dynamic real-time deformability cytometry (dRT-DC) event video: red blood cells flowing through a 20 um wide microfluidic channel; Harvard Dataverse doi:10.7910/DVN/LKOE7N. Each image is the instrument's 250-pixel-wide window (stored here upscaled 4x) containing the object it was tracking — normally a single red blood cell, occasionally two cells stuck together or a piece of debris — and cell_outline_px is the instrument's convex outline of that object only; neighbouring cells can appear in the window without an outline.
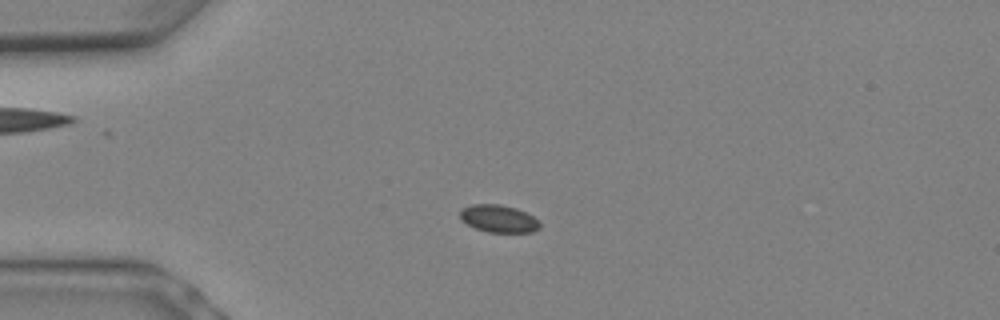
{"species": "Egyptian fruit bat (a non-hibernating species)", "species_latin": "Rousettus aegyptiacus", "temperature_condition": "warm", "stored_images_in_passage": 8, "camera_frame_rate_fps": 3000, "um_per_image_px": 0.085, "animal": {"sex": "female"}, "frame": {"image": 1, "passage_image": 4, "time_ms": 1.0, "image_size_px": [1000, 320], "cell_outline_px": [[540, 228], [532, 232], [488, 232], [476, 228], [460, 220], [460, 208], [472, 204], [500, 204], [516, 208], [532, 216], [540, 224]], "centroid_in_image_um": [42.34, 18.58], "position_along_channel_um": 42.7, "area_um2": 12.72}}
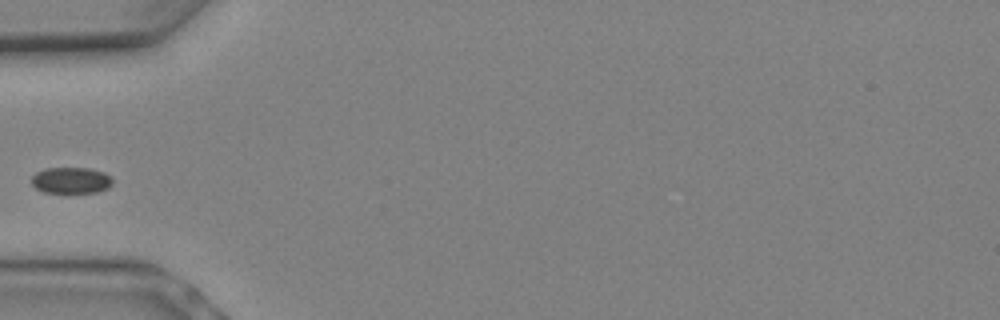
{"frame": {"image": 2, "passage_image": 6, "time_ms": 1.667, "image_size_px": [1000, 320], "cell_outline_px": [[112, 184], [108, 188], [96, 192], [44, 192], [36, 188], [32, 184], [32, 176], [36, 172], [44, 168], [88, 168], [104, 172], [112, 176]], "centroid_in_image_um": [6.05, 15.31], "position_along_channel_um": 78.9, "area_um2": 12.37}}
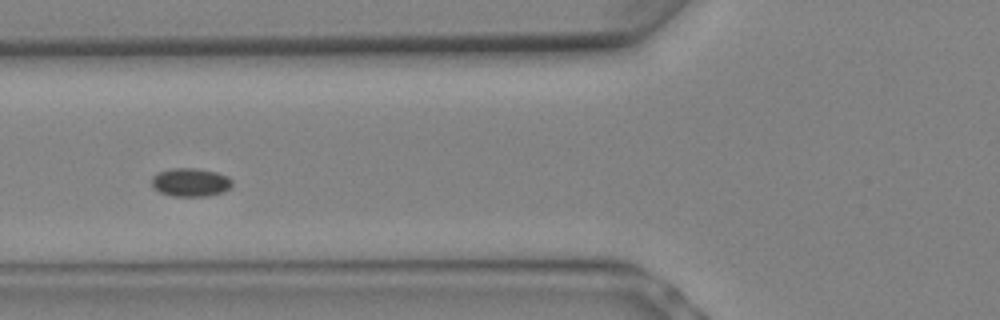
{"frame": {"image": 3, "passage_image": 7, "time_ms": 2.0, "image_size_px": [1000, 320], "cell_outline_px": [[232, 184], [224, 192], [208, 196], [172, 196], [160, 192], [152, 184], [152, 176], [156, 172], [172, 168], [196, 168], [216, 172], [228, 176], [232, 180]], "centroid_in_image_um": [16.2, 15.49], "position_along_channel_um": 109.6, "area_um2": 13.35}}